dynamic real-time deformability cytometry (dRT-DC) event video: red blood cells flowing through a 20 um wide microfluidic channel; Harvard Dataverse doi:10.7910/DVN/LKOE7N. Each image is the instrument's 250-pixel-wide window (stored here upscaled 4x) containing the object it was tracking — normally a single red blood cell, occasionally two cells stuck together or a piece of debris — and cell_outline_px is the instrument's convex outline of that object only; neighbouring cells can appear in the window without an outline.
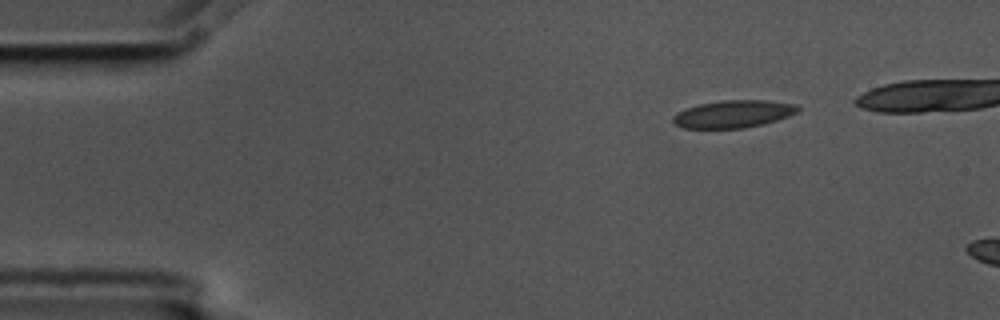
{"species": "common noctule bat (a hibernating species)", "species_latin": "Nyctalus noctula", "temperature_condition": "cold", "stored_images_in_passage": 3, "camera_frame_rate_fps": 3000, "um_per_image_px": 0.085, "animal": {"sex": "male", "body_mass_g": 17.5, "forearm_length_mm": 52.3}, "frame": {"image": 1, "passage_image": 1, "time_ms": 0.0, "image_size_px": [1000, 320], "cell_outline_px": [[800, 108], [796, 112], [788, 116], [764, 124], [744, 128], [684, 128], [676, 124], [672, 120], [672, 116], [676, 112], [700, 104], [720, 100], [764, 100], [796, 104]], "centroid_in_image_um": [62.32, 9.69], "position_along_channel_um": 22.7, "area_um2": 19.88}}